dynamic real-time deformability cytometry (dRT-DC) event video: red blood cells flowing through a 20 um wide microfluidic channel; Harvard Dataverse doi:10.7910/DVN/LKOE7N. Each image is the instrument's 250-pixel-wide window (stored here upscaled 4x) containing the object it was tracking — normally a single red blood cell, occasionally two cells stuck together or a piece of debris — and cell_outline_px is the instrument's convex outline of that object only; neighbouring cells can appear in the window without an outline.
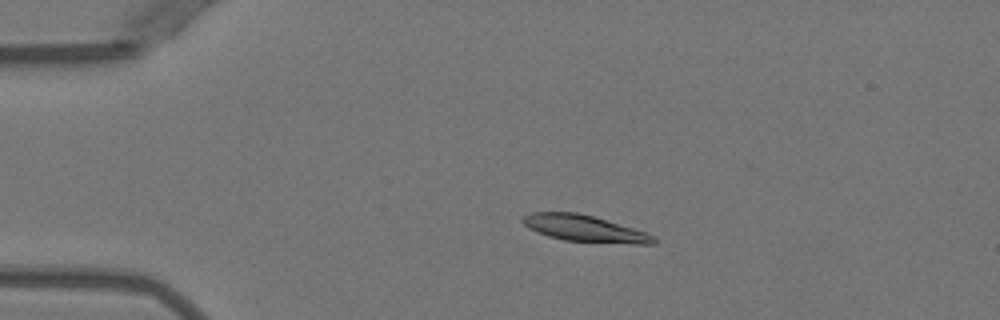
{"species": "Egyptian fruit bat (a non-hibernating species)", "species_latin": "Rousettus aegyptiacus", "temperature_condition": "warm", "stored_images_in_passage": 41, "camera_frame_rate_fps": 3000, "um_per_image_px": 0.085, "animal": {"sex": "female"}, "frame": {"image": 1, "passage_image": 1, "time_ms": 0.0, "image_size_px": [1000, 320], "cell_outline_px": [[656, 244], [636, 244], [564, 240], [548, 236], [528, 228], [520, 220], [524, 216], [532, 212], [576, 212], [592, 216], [632, 228], [644, 232], [652, 236], [656, 240]], "centroid_in_image_um": [49.63, 19.42], "position_along_channel_um": 35.4, "area_um2": 19.83}}
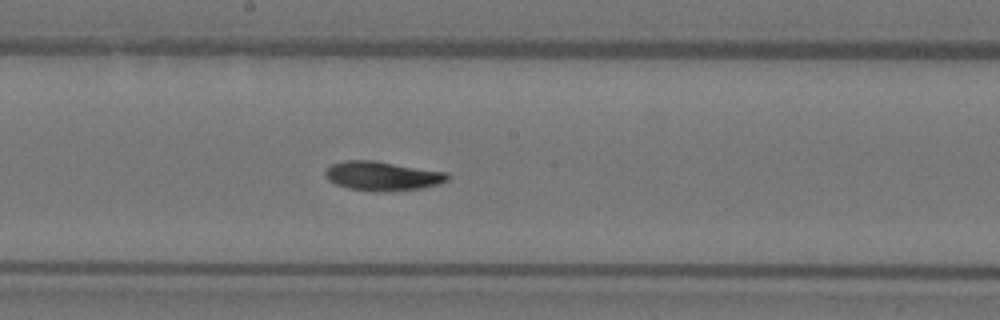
{"frame": {"image": 2, "passage_image": 18, "time_ms": 5.667, "image_size_px": [1000, 320], "cell_outline_px": [[452, 176], [448, 180], [440, 184], [424, 188], [380, 192], [372, 192], [348, 188], [336, 184], [328, 180], [324, 176], [324, 172], [332, 164], [344, 160], [372, 160], [448, 172]], "centroid_in_image_um": [32.53, 14.96], "position_along_channel_um": 215.7, "area_um2": 21.1}}
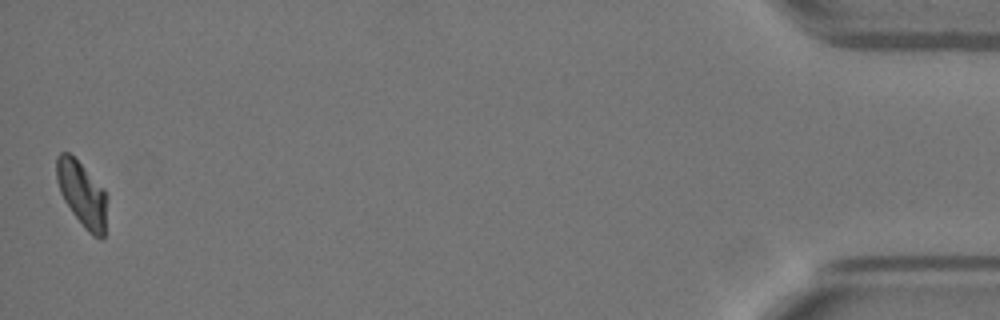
{"frame": {"image": 3, "passage_image": 41, "time_ms": 13.333, "image_size_px": [1000, 320], "cell_outline_px": [[108, 196], [104, 236], [100, 240], [92, 236], [84, 228], [72, 212], [64, 200], [60, 192], [56, 180], [56, 156], [60, 152], [68, 152], [104, 188]], "centroid_in_image_um": [6.99, 16.52], "position_along_channel_um": 428.2, "area_um2": 19.31}, "authors_computed_cell_mechanics": {"area_um2": 20.23, "velocity_mm_per_s": 3.9412, "shape_relaxation_time_tau1_ms": 6.195, "shape_relaxation_time_tau2_ms": 4.5356, "deformation_change_tau1": 0.1921, "deformation_change_tau2": 0.0855}}